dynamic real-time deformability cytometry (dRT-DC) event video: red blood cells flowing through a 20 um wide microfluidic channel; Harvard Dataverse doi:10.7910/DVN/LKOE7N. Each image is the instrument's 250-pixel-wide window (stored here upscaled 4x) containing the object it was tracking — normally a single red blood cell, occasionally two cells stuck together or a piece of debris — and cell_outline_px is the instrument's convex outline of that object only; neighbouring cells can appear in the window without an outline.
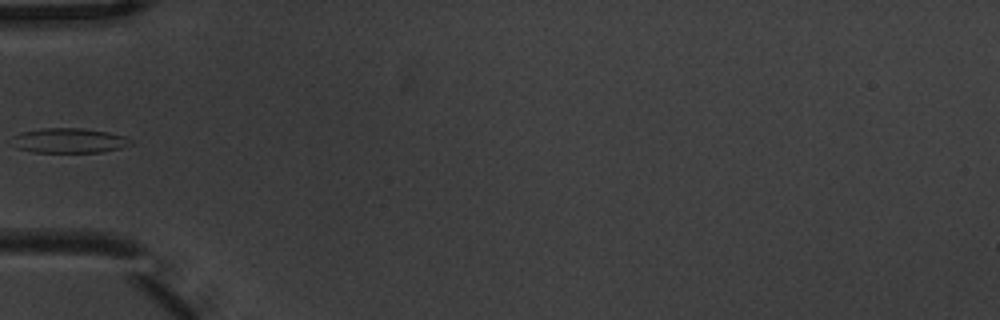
{"species": "common noctule bat (a hibernating species)", "species_latin": "Nyctalus noctula", "temperature_condition": "warm", "stored_images_in_passage": 7, "camera_frame_rate_fps": 3000, "um_per_image_px": 0.085, "animal": {"sex": "male", "body_mass_g": 20.1, "forearm_length_mm": 53.5}, "frame": {"image": 1, "passage_image": 6, "time_ms": 1.667, "image_size_px": [1000, 320], "cell_outline_px": [[132, 144], [120, 148], [100, 152], [32, 152], [16, 148], [12, 136], [20, 132], [40, 128], [84, 128], [108, 132], [124, 136], [132, 140]], "centroid_in_image_um": [5.86, 11.94], "position_along_channel_um": 79.1, "area_um2": 17.22}}